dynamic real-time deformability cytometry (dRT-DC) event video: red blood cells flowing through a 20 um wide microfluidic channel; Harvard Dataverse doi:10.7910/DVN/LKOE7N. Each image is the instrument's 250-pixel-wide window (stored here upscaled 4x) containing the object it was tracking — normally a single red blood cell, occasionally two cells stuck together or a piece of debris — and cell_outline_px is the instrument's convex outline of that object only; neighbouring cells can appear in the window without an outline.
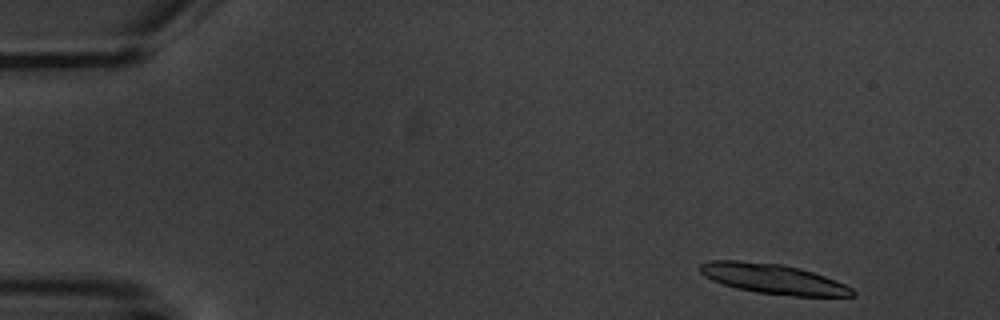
{"species": "common noctule bat (a hibernating species)", "species_latin": "Nyctalus noctula", "temperature_condition": "warm", "stored_images_in_passage": 4, "segment_of_instrument_passage": [1, 2], "camera_frame_rate_fps": 3000, "um_per_image_px": 0.085, "animal": {"sex": "male", "body_mass_g": 20.1, "forearm_length_mm": 53.5}, "frame": {"image": 1, "passage_image": 1, "time_ms": 0.0, "image_size_px": [1000, 320], "cell_outline_px": [[856, 292], [852, 296], [796, 296], [760, 292], [736, 288], [712, 280], [704, 276], [700, 272], [700, 264], [708, 260], [740, 260], [784, 264], [800, 268], [824, 276], [844, 284], [852, 288]], "centroid_in_image_um": [65.69, 23.68], "position_along_channel_um": 19.3, "area_um2": 26.41}}